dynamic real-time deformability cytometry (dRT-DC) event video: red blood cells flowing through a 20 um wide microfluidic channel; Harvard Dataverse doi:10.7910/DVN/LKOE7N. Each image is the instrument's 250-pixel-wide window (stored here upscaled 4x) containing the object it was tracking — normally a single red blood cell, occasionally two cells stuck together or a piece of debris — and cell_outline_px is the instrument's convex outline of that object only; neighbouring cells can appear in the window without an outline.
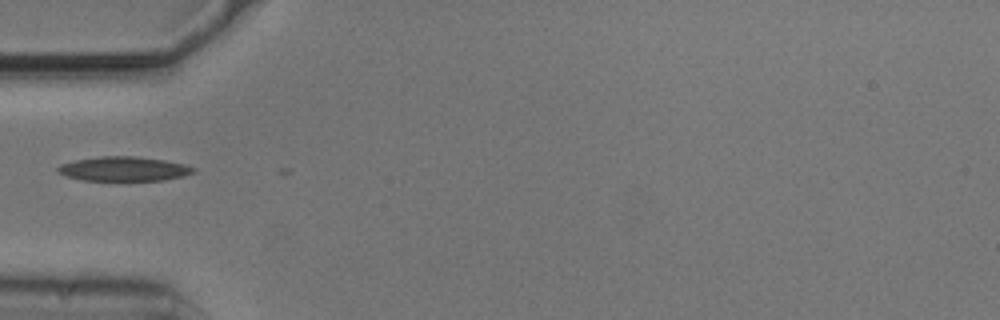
{"species": "common noctule bat (a hibernating species)", "species_latin": "Nyctalus noctula", "temperature_condition": "cold", "stored_images_in_passage": 2, "camera_frame_rate_fps": 3000, "um_per_image_px": 0.085, "animal": {"sex": "male", "body_mass_g": 20.5, "forearm_length_mm": 52.5}, "frame": {"image": 1, "passage_image": 1, "time_ms": 0.0, "image_size_px": [1000, 320], "cell_outline_px": [[196, 172], [184, 176], [164, 180], [84, 180], [64, 176], [56, 172], [56, 168], [60, 164], [76, 160], [100, 156], [136, 156], [164, 160], [184, 164], [196, 168]], "centroid_in_image_um": [10.52, 14.35], "position_along_channel_um": 74.5, "area_um2": 19.36}}